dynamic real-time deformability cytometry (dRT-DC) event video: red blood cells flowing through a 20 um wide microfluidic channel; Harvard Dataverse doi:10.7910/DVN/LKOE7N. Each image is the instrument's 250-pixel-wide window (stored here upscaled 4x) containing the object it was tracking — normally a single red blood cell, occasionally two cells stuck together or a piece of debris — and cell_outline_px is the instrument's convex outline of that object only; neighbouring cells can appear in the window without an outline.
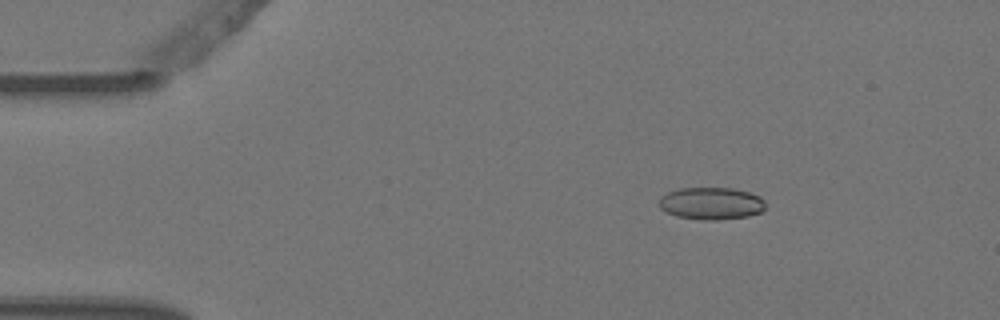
{"species": "Egyptian fruit bat (a non-hibernating species)", "species_latin": "Rousettus aegyptiacus", "temperature_condition": "warm", "stored_images_in_passage": 6, "camera_frame_rate_fps": 3000, "um_per_image_px": 0.085, "animal": {"sex": "female"}, "frame": {"image": 1, "passage_image": 3, "time_ms": 0.667, "image_size_px": [1000, 320], "cell_outline_px": [[764, 208], [760, 212], [748, 216], [716, 220], [700, 220], [676, 216], [660, 208], [660, 196], [668, 192], [680, 188], [732, 188], [748, 192], [760, 196], [764, 200]], "centroid_in_image_um": [60.45, 17.29], "position_along_channel_um": 24.6, "area_um2": 19.94}}